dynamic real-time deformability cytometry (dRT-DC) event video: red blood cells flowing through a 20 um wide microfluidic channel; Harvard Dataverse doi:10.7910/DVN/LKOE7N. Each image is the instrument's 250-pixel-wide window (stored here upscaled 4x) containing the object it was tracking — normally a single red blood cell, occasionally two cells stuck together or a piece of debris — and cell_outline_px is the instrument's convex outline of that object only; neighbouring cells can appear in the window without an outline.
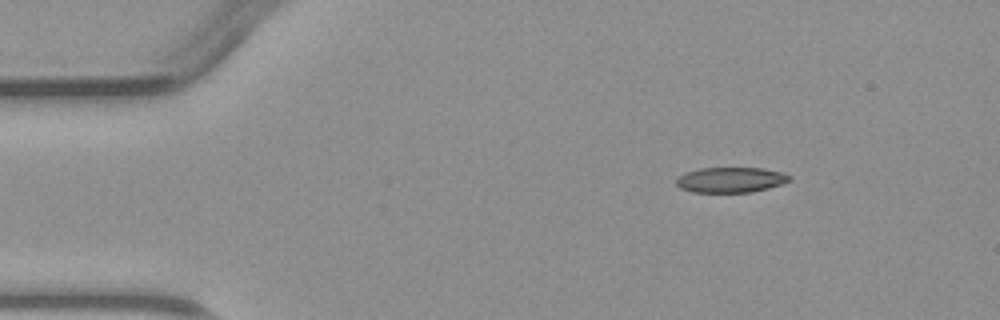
{"species": "common noctule bat (a hibernating species)", "species_latin": "Nyctalus noctula", "temperature_condition": "warm", "stored_images_in_passage": 3, "camera_frame_rate_fps": 3000, "um_per_image_px": 0.085, "animal": {"sex": "male", "body_mass_g": 23.1, "forearm_length_mm": 52.7}, "frame": {"image": 1, "passage_image": 1, "time_ms": 0.0, "image_size_px": [1000, 320], "cell_outline_px": [[792, 180], [768, 188], [752, 192], [692, 192], [680, 188], [676, 184], [676, 180], [684, 172], [700, 168], [764, 168], [784, 172], [792, 176]], "centroid_in_image_um": [62.13, 15.28], "position_along_channel_um": 22.9, "area_um2": 16.82}}
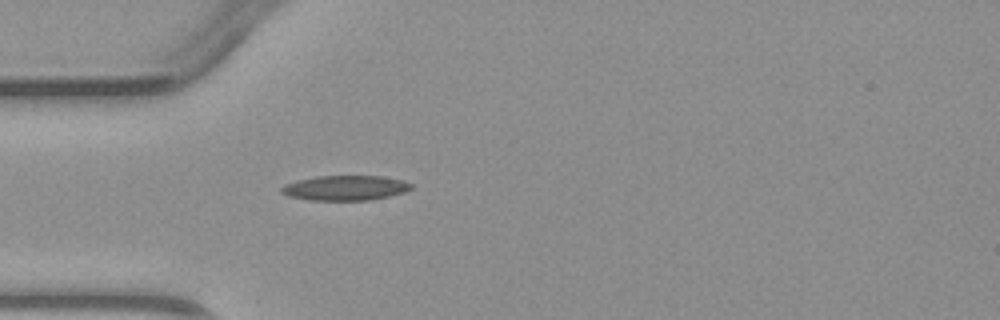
{"frame": {"image": 2, "passage_image": 3, "time_ms": 2.333, "image_size_px": [1000, 320], "cell_outline_px": [[412, 188], [404, 192], [372, 200], [308, 200], [288, 196], [280, 192], [280, 188], [284, 184], [296, 180], [316, 176], [380, 176], [404, 180], [412, 184]], "centroid_in_image_um": [29.31, 15.97], "position_along_channel_um": 55.7, "area_um2": 18.96}}